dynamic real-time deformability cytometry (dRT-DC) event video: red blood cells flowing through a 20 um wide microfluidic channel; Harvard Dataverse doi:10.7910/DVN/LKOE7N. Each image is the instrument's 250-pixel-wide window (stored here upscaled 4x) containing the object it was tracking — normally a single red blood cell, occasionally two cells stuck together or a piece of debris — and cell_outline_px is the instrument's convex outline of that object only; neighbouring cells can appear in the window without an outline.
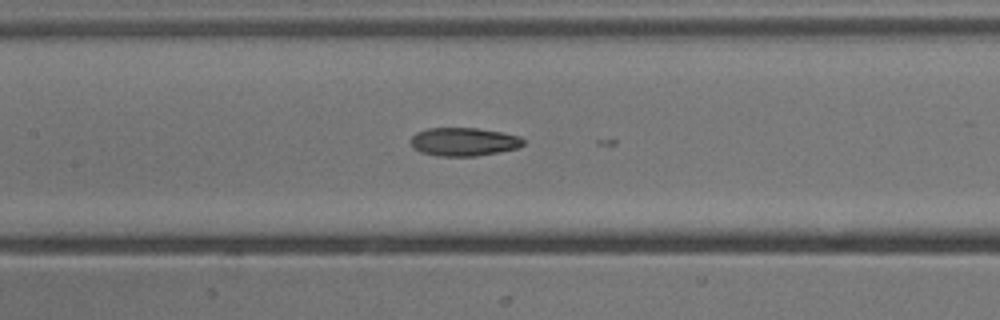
{"species": "common noctule bat (a hibernating species)", "species_latin": "Nyctalus noctula", "temperature_condition": "cold", "stored_images_in_passage": 53, "camera_frame_rate_fps": 3000, "um_per_image_px": 0.085, "animal": {"sex": "male", "body_mass_g": 13.3}, "frame": {"image": 1, "passage_image": 25, "time_ms": 8.0, "image_size_px": [1000, 320], "cell_outline_px": [[524, 144], [516, 148], [500, 152], [476, 156], [436, 156], [420, 152], [412, 148], [408, 140], [416, 132], [428, 128], [476, 128], [500, 132], [520, 136], [524, 140]], "centroid_in_image_um": [39.36, 12.05], "position_along_channel_um": 168.0, "area_um2": 18.79}}
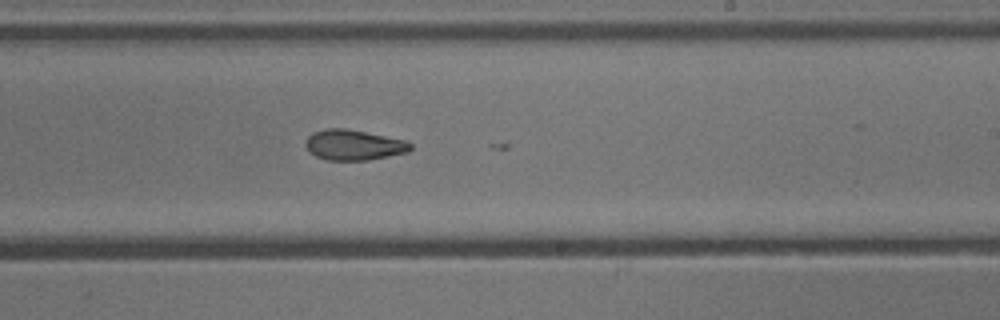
{"frame": {"image": 2, "passage_image": 32, "time_ms": 10.333, "image_size_px": [1000, 320], "cell_outline_px": [[412, 148], [408, 152], [368, 160], [328, 160], [316, 156], [308, 152], [304, 144], [304, 140], [312, 132], [324, 128], [344, 128], [404, 140], [412, 144]], "centroid_in_image_um": [30.0, 12.32], "position_along_channel_um": 259.0, "area_um2": 18.61}}
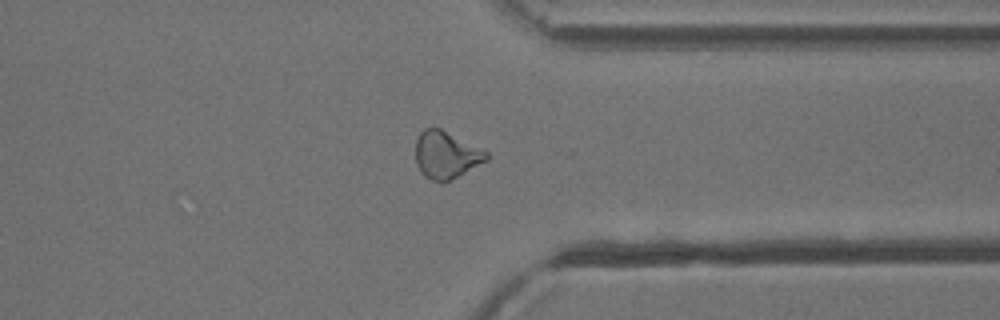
{"frame": {"image": 3, "passage_image": 41, "time_ms": 13.333, "image_size_px": [1000, 320], "cell_outline_px": [[488, 160], [448, 180], [432, 180], [424, 176], [420, 172], [416, 164], [416, 140], [420, 132], [424, 128], [440, 128], [488, 152]], "centroid_in_image_um": [37.89, 13.14], "position_along_channel_um": 373.5, "area_um2": 19.07}}